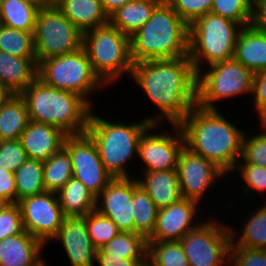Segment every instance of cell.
<instances>
[{"mask_svg":"<svg viewBox=\"0 0 266 266\" xmlns=\"http://www.w3.org/2000/svg\"><path fill=\"white\" fill-rule=\"evenodd\" d=\"M85 223L88 235L97 249H100L121 232L110 218L100 214L97 210L86 215Z\"/></svg>","mask_w":266,"mask_h":266,"instance_id":"cell-36","label":"cell"},{"mask_svg":"<svg viewBox=\"0 0 266 266\" xmlns=\"http://www.w3.org/2000/svg\"><path fill=\"white\" fill-rule=\"evenodd\" d=\"M162 1H130L109 16V23L120 32L131 37L151 18L153 11Z\"/></svg>","mask_w":266,"mask_h":266,"instance_id":"cell-25","label":"cell"},{"mask_svg":"<svg viewBox=\"0 0 266 266\" xmlns=\"http://www.w3.org/2000/svg\"><path fill=\"white\" fill-rule=\"evenodd\" d=\"M53 3L82 33L109 23L100 0H56Z\"/></svg>","mask_w":266,"mask_h":266,"instance_id":"cell-24","label":"cell"},{"mask_svg":"<svg viewBox=\"0 0 266 266\" xmlns=\"http://www.w3.org/2000/svg\"><path fill=\"white\" fill-rule=\"evenodd\" d=\"M32 3H48L46 0H27Z\"/></svg>","mask_w":266,"mask_h":266,"instance_id":"cell-52","label":"cell"},{"mask_svg":"<svg viewBox=\"0 0 266 266\" xmlns=\"http://www.w3.org/2000/svg\"><path fill=\"white\" fill-rule=\"evenodd\" d=\"M132 207H134V233H139L148 239L154 232L159 209L138 184L135 176L133 177Z\"/></svg>","mask_w":266,"mask_h":266,"instance_id":"cell-30","label":"cell"},{"mask_svg":"<svg viewBox=\"0 0 266 266\" xmlns=\"http://www.w3.org/2000/svg\"><path fill=\"white\" fill-rule=\"evenodd\" d=\"M37 78L36 57H18L0 50V87L7 94L20 95Z\"/></svg>","mask_w":266,"mask_h":266,"instance_id":"cell-21","label":"cell"},{"mask_svg":"<svg viewBox=\"0 0 266 266\" xmlns=\"http://www.w3.org/2000/svg\"><path fill=\"white\" fill-rule=\"evenodd\" d=\"M33 33L0 24V50L18 57H36Z\"/></svg>","mask_w":266,"mask_h":266,"instance_id":"cell-35","label":"cell"},{"mask_svg":"<svg viewBox=\"0 0 266 266\" xmlns=\"http://www.w3.org/2000/svg\"><path fill=\"white\" fill-rule=\"evenodd\" d=\"M69 151L73 177L97 198L113 177L105 170L95 142L87 134L70 135L64 141Z\"/></svg>","mask_w":266,"mask_h":266,"instance_id":"cell-13","label":"cell"},{"mask_svg":"<svg viewBox=\"0 0 266 266\" xmlns=\"http://www.w3.org/2000/svg\"><path fill=\"white\" fill-rule=\"evenodd\" d=\"M242 28L240 24L211 12L192 22L189 25L188 57L195 72L204 66L232 59Z\"/></svg>","mask_w":266,"mask_h":266,"instance_id":"cell-6","label":"cell"},{"mask_svg":"<svg viewBox=\"0 0 266 266\" xmlns=\"http://www.w3.org/2000/svg\"><path fill=\"white\" fill-rule=\"evenodd\" d=\"M218 109L195 106L178 124L185 147L214 163L227 176L241 158L244 131Z\"/></svg>","mask_w":266,"mask_h":266,"instance_id":"cell-2","label":"cell"},{"mask_svg":"<svg viewBox=\"0 0 266 266\" xmlns=\"http://www.w3.org/2000/svg\"><path fill=\"white\" fill-rule=\"evenodd\" d=\"M142 174V178L136 177L138 184L148 193L158 209L165 208L183 198L177 169Z\"/></svg>","mask_w":266,"mask_h":266,"instance_id":"cell-22","label":"cell"},{"mask_svg":"<svg viewBox=\"0 0 266 266\" xmlns=\"http://www.w3.org/2000/svg\"><path fill=\"white\" fill-rule=\"evenodd\" d=\"M48 3H53L56 0H46Z\"/></svg>","mask_w":266,"mask_h":266,"instance_id":"cell-53","label":"cell"},{"mask_svg":"<svg viewBox=\"0 0 266 266\" xmlns=\"http://www.w3.org/2000/svg\"><path fill=\"white\" fill-rule=\"evenodd\" d=\"M38 79L50 87L77 93L91 105L94 102L89 97L106 86L95 74L83 47L73 53L40 61Z\"/></svg>","mask_w":266,"mask_h":266,"instance_id":"cell-8","label":"cell"},{"mask_svg":"<svg viewBox=\"0 0 266 266\" xmlns=\"http://www.w3.org/2000/svg\"><path fill=\"white\" fill-rule=\"evenodd\" d=\"M254 74L234 58L215 63L197 73V106L218 109L216 103L252 95Z\"/></svg>","mask_w":266,"mask_h":266,"instance_id":"cell-9","label":"cell"},{"mask_svg":"<svg viewBox=\"0 0 266 266\" xmlns=\"http://www.w3.org/2000/svg\"><path fill=\"white\" fill-rule=\"evenodd\" d=\"M48 3L27 0H0V24L9 28L34 32L39 9Z\"/></svg>","mask_w":266,"mask_h":266,"instance_id":"cell-28","label":"cell"},{"mask_svg":"<svg viewBox=\"0 0 266 266\" xmlns=\"http://www.w3.org/2000/svg\"><path fill=\"white\" fill-rule=\"evenodd\" d=\"M105 13L110 16L118 8L133 0H100Z\"/></svg>","mask_w":266,"mask_h":266,"instance_id":"cell-48","label":"cell"},{"mask_svg":"<svg viewBox=\"0 0 266 266\" xmlns=\"http://www.w3.org/2000/svg\"><path fill=\"white\" fill-rule=\"evenodd\" d=\"M262 131L242 139L241 158L238 163H249L266 168V124H261Z\"/></svg>","mask_w":266,"mask_h":266,"instance_id":"cell-38","label":"cell"},{"mask_svg":"<svg viewBox=\"0 0 266 266\" xmlns=\"http://www.w3.org/2000/svg\"><path fill=\"white\" fill-rule=\"evenodd\" d=\"M189 25L163 0L130 37L133 63L188 57Z\"/></svg>","mask_w":266,"mask_h":266,"instance_id":"cell-4","label":"cell"},{"mask_svg":"<svg viewBox=\"0 0 266 266\" xmlns=\"http://www.w3.org/2000/svg\"><path fill=\"white\" fill-rule=\"evenodd\" d=\"M130 78L158 107V114L145 117L150 123L179 124L197 105V73L189 57L136 62Z\"/></svg>","mask_w":266,"mask_h":266,"instance_id":"cell-1","label":"cell"},{"mask_svg":"<svg viewBox=\"0 0 266 266\" xmlns=\"http://www.w3.org/2000/svg\"><path fill=\"white\" fill-rule=\"evenodd\" d=\"M8 202L0 195V209L4 208Z\"/></svg>","mask_w":266,"mask_h":266,"instance_id":"cell-50","label":"cell"},{"mask_svg":"<svg viewBox=\"0 0 266 266\" xmlns=\"http://www.w3.org/2000/svg\"><path fill=\"white\" fill-rule=\"evenodd\" d=\"M233 58L253 74L266 71V32L252 25L243 27L237 38Z\"/></svg>","mask_w":266,"mask_h":266,"instance_id":"cell-23","label":"cell"},{"mask_svg":"<svg viewBox=\"0 0 266 266\" xmlns=\"http://www.w3.org/2000/svg\"><path fill=\"white\" fill-rule=\"evenodd\" d=\"M28 159L20 139L0 141V167L15 172Z\"/></svg>","mask_w":266,"mask_h":266,"instance_id":"cell-41","label":"cell"},{"mask_svg":"<svg viewBox=\"0 0 266 266\" xmlns=\"http://www.w3.org/2000/svg\"><path fill=\"white\" fill-rule=\"evenodd\" d=\"M86 216L64 215L62 225L52 240L61 241L70 266H95L97 248L88 235Z\"/></svg>","mask_w":266,"mask_h":266,"instance_id":"cell-18","label":"cell"},{"mask_svg":"<svg viewBox=\"0 0 266 266\" xmlns=\"http://www.w3.org/2000/svg\"><path fill=\"white\" fill-rule=\"evenodd\" d=\"M0 195L8 203H16V184L14 172L0 167Z\"/></svg>","mask_w":266,"mask_h":266,"instance_id":"cell-46","label":"cell"},{"mask_svg":"<svg viewBox=\"0 0 266 266\" xmlns=\"http://www.w3.org/2000/svg\"><path fill=\"white\" fill-rule=\"evenodd\" d=\"M199 205L196 201L182 198L176 203L159 209L154 232L147 241H179L201 223Z\"/></svg>","mask_w":266,"mask_h":266,"instance_id":"cell-16","label":"cell"},{"mask_svg":"<svg viewBox=\"0 0 266 266\" xmlns=\"http://www.w3.org/2000/svg\"><path fill=\"white\" fill-rule=\"evenodd\" d=\"M177 172L182 197L196 201L200 205L209 188H213L218 180H223L227 176L214 163L185 146L178 158Z\"/></svg>","mask_w":266,"mask_h":266,"instance_id":"cell-15","label":"cell"},{"mask_svg":"<svg viewBox=\"0 0 266 266\" xmlns=\"http://www.w3.org/2000/svg\"><path fill=\"white\" fill-rule=\"evenodd\" d=\"M7 96V93L0 87V103Z\"/></svg>","mask_w":266,"mask_h":266,"instance_id":"cell-51","label":"cell"},{"mask_svg":"<svg viewBox=\"0 0 266 266\" xmlns=\"http://www.w3.org/2000/svg\"><path fill=\"white\" fill-rule=\"evenodd\" d=\"M82 47L98 78L107 86L119 80L126 73L131 75L130 36L120 32L110 23L83 33Z\"/></svg>","mask_w":266,"mask_h":266,"instance_id":"cell-7","label":"cell"},{"mask_svg":"<svg viewBox=\"0 0 266 266\" xmlns=\"http://www.w3.org/2000/svg\"><path fill=\"white\" fill-rule=\"evenodd\" d=\"M252 9L248 0H213L211 13L246 27L251 25Z\"/></svg>","mask_w":266,"mask_h":266,"instance_id":"cell-37","label":"cell"},{"mask_svg":"<svg viewBox=\"0 0 266 266\" xmlns=\"http://www.w3.org/2000/svg\"><path fill=\"white\" fill-rule=\"evenodd\" d=\"M147 266H189L179 241H147Z\"/></svg>","mask_w":266,"mask_h":266,"instance_id":"cell-34","label":"cell"},{"mask_svg":"<svg viewBox=\"0 0 266 266\" xmlns=\"http://www.w3.org/2000/svg\"><path fill=\"white\" fill-rule=\"evenodd\" d=\"M264 202L255 211L250 209L251 213L246 217L248 220H244L246 223L241 225L240 232L238 229L235 231L236 227L233 228L231 224V243L234 246L266 250V201Z\"/></svg>","mask_w":266,"mask_h":266,"instance_id":"cell-27","label":"cell"},{"mask_svg":"<svg viewBox=\"0 0 266 266\" xmlns=\"http://www.w3.org/2000/svg\"><path fill=\"white\" fill-rule=\"evenodd\" d=\"M56 194L64 215L86 216L96 210V197L75 177Z\"/></svg>","mask_w":266,"mask_h":266,"instance_id":"cell-29","label":"cell"},{"mask_svg":"<svg viewBox=\"0 0 266 266\" xmlns=\"http://www.w3.org/2000/svg\"><path fill=\"white\" fill-rule=\"evenodd\" d=\"M252 99L254 98L255 113L257 112V118H259L260 125L266 124V71H262L254 74L253 87H252Z\"/></svg>","mask_w":266,"mask_h":266,"instance_id":"cell-44","label":"cell"},{"mask_svg":"<svg viewBox=\"0 0 266 266\" xmlns=\"http://www.w3.org/2000/svg\"><path fill=\"white\" fill-rule=\"evenodd\" d=\"M229 266H266V250L230 245Z\"/></svg>","mask_w":266,"mask_h":266,"instance_id":"cell-43","label":"cell"},{"mask_svg":"<svg viewBox=\"0 0 266 266\" xmlns=\"http://www.w3.org/2000/svg\"><path fill=\"white\" fill-rule=\"evenodd\" d=\"M251 25L258 30L266 32V1L253 7Z\"/></svg>","mask_w":266,"mask_h":266,"instance_id":"cell-47","label":"cell"},{"mask_svg":"<svg viewBox=\"0 0 266 266\" xmlns=\"http://www.w3.org/2000/svg\"><path fill=\"white\" fill-rule=\"evenodd\" d=\"M72 177L71 157L64 146L48 160L43 161V179L46 191L57 193Z\"/></svg>","mask_w":266,"mask_h":266,"instance_id":"cell-32","label":"cell"},{"mask_svg":"<svg viewBox=\"0 0 266 266\" xmlns=\"http://www.w3.org/2000/svg\"><path fill=\"white\" fill-rule=\"evenodd\" d=\"M208 217L179 240L189 266H229L230 225Z\"/></svg>","mask_w":266,"mask_h":266,"instance_id":"cell-11","label":"cell"},{"mask_svg":"<svg viewBox=\"0 0 266 266\" xmlns=\"http://www.w3.org/2000/svg\"><path fill=\"white\" fill-rule=\"evenodd\" d=\"M172 9L190 25L211 12L213 0H165Z\"/></svg>","mask_w":266,"mask_h":266,"instance_id":"cell-40","label":"cell"},{"mask_svg":"<svg viewBox=\"0 0 266 266\" xmlns=\"http://www.w3.org/2000/svg\"><path fill=\"white\" fill-rule=\"evenodd\" d=\"M29 121L23 97L7 94L0 103V141L20 139Z\"/></svg>","mask_w":266,"mask_h":266,"instance_id":"cell-26","label":"cell"},{"mask_svg":"<svg viewBox=\"0 0 266 266\" xmlns=\"http://www.w3.org/2000/svg\"><path fill=\"white\" fill-rule=\"evenodd\" d=\"M47 247L26 230L21 234L0 240V266H42L41 256Z\"/></svg>","mask_w":266,"mask_h":266,"instance_id":"cell-20","label":"cell"},{"mask_svg":"<svg viewBox=\"0 0 266 266\" xmlns=\"http://www.w3.org/2000/svg\"><path fill=\"white\" fill-rule=\"evenodd\" d=\"M133 177L113 178L96 198V210L110 218L121 232L134 233Z\"/></svg>","mask_w":266,"mask_h":266,"instance_id":"cell-17","label":"cell"},{"mask_svg":"<svg viewBox=\"0 0 266 266\" xmlns=\"http://www.w3.org/2000/svg\"><path fill=\"white\" fill-rule=\"evenodd\" d=\"M147 253V239L139 233L132 232H120L107 244L97 249V254H111L126 259H147Z\"/></svg>","mask_w":266,"mask_h":266,"instance_id":"cell-33","label":"cell"},{"mask_svg":"<svg viewBox=\"0 0 266 266\" xmlns=\"http://www.w3.org/2000/svg\"><path fill=\"white\" fill-rule=\"evenodd\" d=\"M36 61L73 53L82 47L83 33L54 3L42 6L33 33Z\"/></svg>","mask_w":266,"mask_h":266,"instance_id":"cell-10","label":"cell"},{"mask_svg":"<svg viewBox=\"0 0 266 266\" xmlns=\"http://www.w3.org/2000/svg\"><path fill=\"white\" fill-rule=\"evenodd\" d=\"M95 263L98 266H147V259H126L111 254H96Z\"/></svg>","mask_w":266,"mask_h":266,"instance_id":"cell-45","label":"cell"},{"mask_svg":"<svg viewBox=\"0 0 266 266\" xmlns=\"http://www.w3.org/2000/svg\"><path fill=\"white\" fill-rule=\"evenodd\" d=\"M169 125L173 128L172 135L166 131L162 133V130L159 133L155 132V128H162L163 125L154 123L142 133L137 156L144 163L142 172L177 169L180 152L185 146L184 136L178 124Z\"/></svg>","mask_w":266,"mask_h":266,"instance_id":"cell-12","label":"cell"},{"mask_svg":"<svg viewBox=\"0 0 266 266\" xmlns=\"http://www.w3.org/2000/svg\"><path fill=\"white\" fill-rule=\"evenodd\" d=\"M248 1L253 8L255 5L262 3V2H265L266 0H248Z\"/></svg>","mask_w":266,"mask_h":266,"instance_id":"cell-49","label":"cell"},{"mask_svg":"<svg viewBox=\"0 0 266 266\" xmlns=\"http://www.w3.org/2000/svg\"><path fill=\"white\" fill-rule=\"evenodd\" d=\"M31 121L55 126L68 136L86 133L94 108L79 94L33 81L21 94Z\"/></svg>","mask_w":266,"mask_h":266,"instance_id":"cell-3","label":"cell"},{"mask_svg":"<svg viewBox=\"0 0 266 266\" xmlns=\"http://www.w3.org/2000/svg\"><path fill=\"white\" fill-rule=\"evenodd\" d=\"M24 229L45 246L57 235L64 214L55 192L29 196L18 201Z\"/></svg>","mask_w":266,"mask_h":266,"instance_id":"cell-14","label":"cell"},{"mask_svg":"<svg viewBox=\"0 0 266 266\" xmlns=\"http://www.w3.org/2000/svg\"><path fill=\"white\" fill-rule=\"evenodd\" d=\"M236 170L239 171L238 176L241 174L240 179H243L244 182V186H242V194L245 193L244 198L246 195L249 197L253 196L251 194L255 195L254 191L256 193L258 192L259 195L266 194L264 193L266 192V168L249 163H237L233 173H235ZM250 191H252V193Z\"/></svg>","mask_w":266,"mask_h":266,"instance_id":"cell-39","label":"cell"},{"mask_svg":"<svg viewBox=\"0 0 266 266\" xmlns=\"http://www.w3.org/2000/svg\"><path fill=\"white\" fill-rule=\"evenodd\" d=\"M67 136L55 126L30 120L20 140L28 158L45 161L64 146Z\"/></svg>","mask_w":266,"mask_h":266,"instance_id":"cell-19","label":"cell"},{"mask_svg":"<svg viewBox=\"0 0 266 266\" xmlns=\"http://www.w3.org/2000/svg\"><path fill=\"white\" fill-rule=\"evenodd\" d=\"M99 116L92 109L86 133L95 142L105 170L113 178H130L127 164L137 159L140 137L151 123L144 118L126 124Z\"/></svg>","mask_w":266,"mask_h":266,"instance_id":"cell-5","label":"cell"},{"mask_svg":"<svg viewBox=\"0 0 266 266\" xmlns=\"http://www.w3.org/2000/svg\"><path fill=\"white\" fill-rule=\"evenodd\" d=\"M21 211L17 203H8L0 209V240L24 231Z\"/></svg>","mask_w":266,"mask_h":266,"instance_id":"cell-42","label":"cell"},{"mask_svg":"<svg viewBox=\"0 0 266 266\" xmlns=\"http://www.w3.org/2000/svg\"><path fill=\"white\" fill-rule=\"evenodd\" d=\"M16 203L23 198L46 192L43 161L28 158L15 172Z\"/></svg>","mask_w":266,"mask_h":266,"instance_id":"cell-31","label":"cell"}]
</instances>
